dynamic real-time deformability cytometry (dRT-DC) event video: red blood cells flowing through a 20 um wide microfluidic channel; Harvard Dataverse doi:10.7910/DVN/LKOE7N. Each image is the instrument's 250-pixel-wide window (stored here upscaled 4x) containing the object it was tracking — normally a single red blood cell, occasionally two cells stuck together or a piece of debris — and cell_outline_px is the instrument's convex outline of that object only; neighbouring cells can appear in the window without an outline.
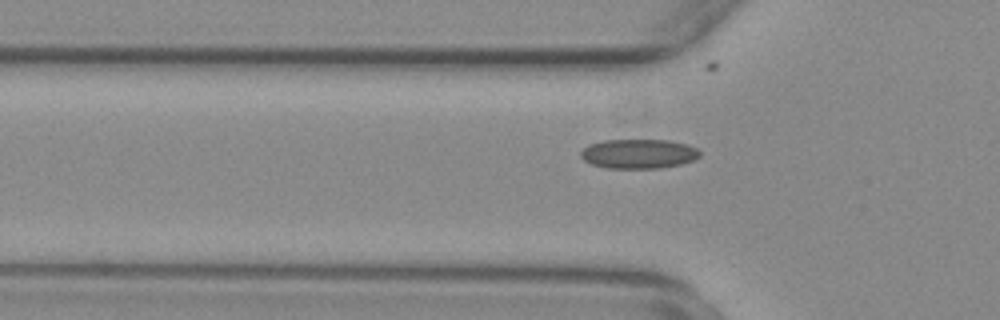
{"species": "common noctule bat (a hibernating species)", "species_latin": "Nyctalus noctula", "temperature_condition": "warm", "stored_images_in_passage": 40, "camera_frame_rate_fps": 3000, "um_per_image_px": 0.085, "animal": {"sex": "female", "body_mass_g": 29.2, "forearm_length_mm": 56.3}, "frame": {"image": 1, "passage_image": 6, "time_ms": 1.667, "image_size_px": [1000, 320], "cell_outline_px": [[700, 156], [692, 160], [680, 164], [660, 168], [608, 168], [592, 164], [584, 160], [580, 156], [580, 152], [588, 144], [604, 140], [668, 140], [688, 144], [696, 148], [700, 152]], "centroid_in_image_um": [54.27, 13.06], "position_along_channel_um": 71.5, "area_um2": 20.4}}
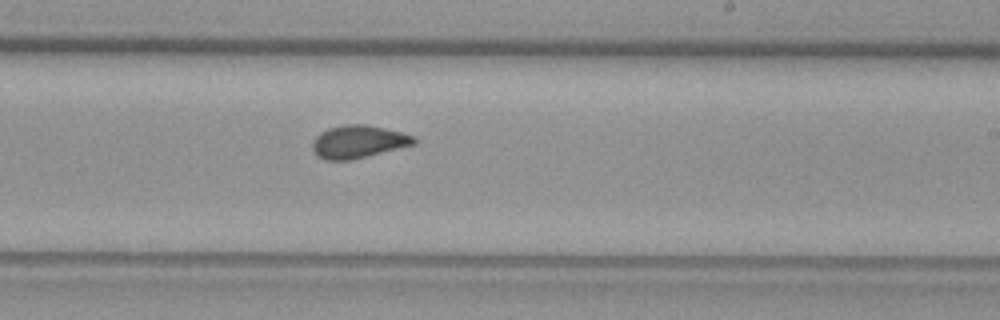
{"frame": {"image": 2, "passage_image": 21, "time_ms": 6.667, "image_size_px": [1000, 320], "cell_outline_px": [[416, 144], [352, 160], [324, 160], [316, 156], [312, 152], [312, 140], [320, 132], [328, 128], [348, 124], [364, 124], [384, 128], [416, 136]], "centroid_in_image_um": [30.42, 12.06], "position_along_channel_um": 258.6, "area_um2": 19.59}}
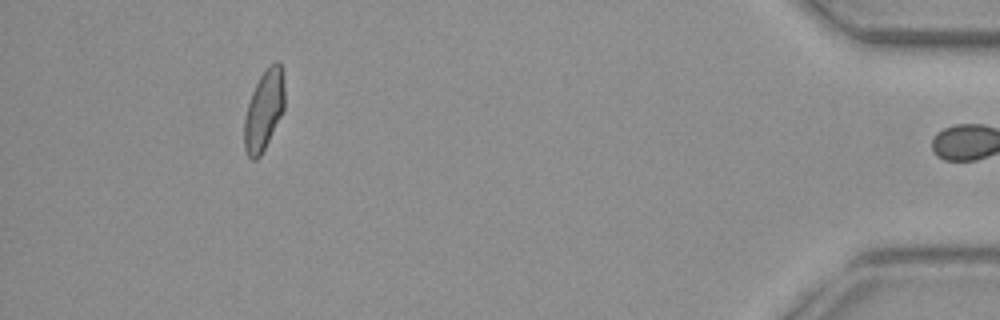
{"frame": {"image": 3, "passage_image": 39, "time_ms": 12.667, "image_size_px": [1000, 320], "cell_outline_px": [[284, 108], [260, 156], [256, 160], [252, 160], [248, 156], [244, 148], [244, 116], [252, 92], [260, 76], [276, 60], [280, 64], [284, 80]], "centroid_in_image_um": [22.42, 9.38], "position_along_channel_um": 412.8, "area_um2": 18.44}, "authors_computed_cell_mechanics": {"area_um2": 19.1318, "velocity_mm_per_s": 3.7287, "shape_relaxation_time_tau1_ms": null, "shape_relaxation_time_tau2_ms": 1.3335, "deformation_change_tau1": null, "deformation_change_tau2": 0.0741}}